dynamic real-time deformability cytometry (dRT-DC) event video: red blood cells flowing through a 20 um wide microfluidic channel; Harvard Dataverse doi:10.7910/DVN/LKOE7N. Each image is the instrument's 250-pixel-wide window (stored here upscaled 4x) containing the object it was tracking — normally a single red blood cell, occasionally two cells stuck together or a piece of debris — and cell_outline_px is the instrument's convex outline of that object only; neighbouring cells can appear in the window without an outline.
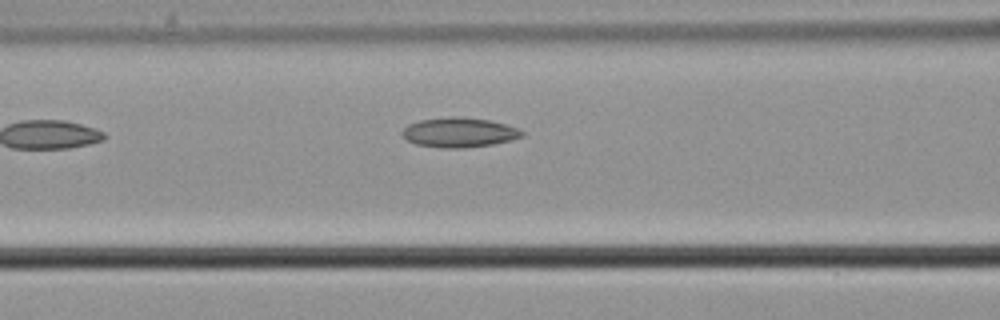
{"species": "common noctule bat (a hibernating species)", "species_latin": "Nyctalus noctula", "temperature_condition": "cold", "stored_images_in_passage": 4, "camera_frame_rate_fps": 3000, "um_per_image_px": 0.085, "animal": {"sex": "male", "body_mass_g": 21.5, "forearm_length_mm": 52.0}, "frame": {"image": 1, "passage_image": 4, "time_ms": 1.0, "image_size_px": [1000, 320], "cell_outline_px": [[524, 136], [512, 140], [492, 144], [460, 148], [444, 148], [416, 144], [408, 140], [400, 132], [408, 124], [420, 120], [448, 116], [456, 116], [488, 120], [504, 124], [516, 128], [524, 132]], "centroid_in_image_um": [39.01, 11.25], "position_along_channel_um": 127.6, "area_um2": 20.58}}